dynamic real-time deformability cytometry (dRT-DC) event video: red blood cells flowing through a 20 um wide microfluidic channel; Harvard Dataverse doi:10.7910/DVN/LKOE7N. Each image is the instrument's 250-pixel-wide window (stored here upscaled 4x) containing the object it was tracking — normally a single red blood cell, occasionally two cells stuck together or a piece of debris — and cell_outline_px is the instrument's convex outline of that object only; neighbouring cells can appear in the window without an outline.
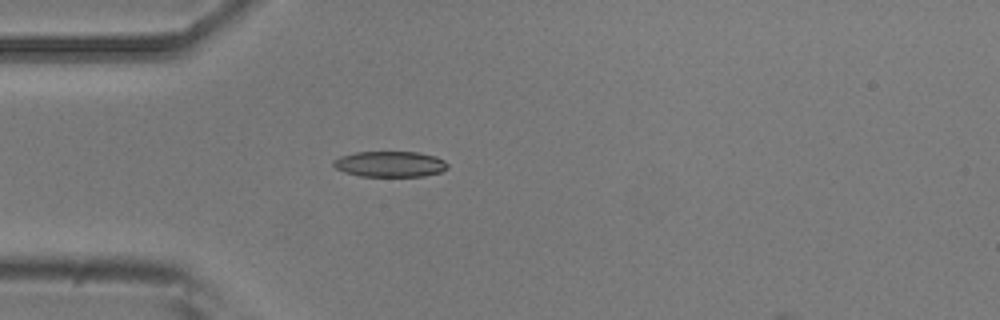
{"species": "common noctule bat (a hibernating species)", "species_latin": "Nyctalus noctula", "temperature_condition": "room temperature", "stored_images_in_passage": 2, "camera_frame_rate_fps": 3000, "um_per_image_px": 0.085, "animal": {"sex": "male", "body_mass_g": 20.5, "forearm_length_mm": 52.5}, "frame": {"image": 1, "passage_image": 2, "time_ms": 1.0, "image_size_px": [1000, 320], "cell_outline_px": [[448, 168], [440, 172], [424, 176], [360, 176], [344, 172], [336, 168], [332, 164], [332, 160], [340, 156], [356, 152], [416, 152], [436, 156], [444, 160], [448, 164]], "centroid_in_image_um": [33.14, 13.94], "position_along_channel_um": 51.9, "area_um2": 17.17}}